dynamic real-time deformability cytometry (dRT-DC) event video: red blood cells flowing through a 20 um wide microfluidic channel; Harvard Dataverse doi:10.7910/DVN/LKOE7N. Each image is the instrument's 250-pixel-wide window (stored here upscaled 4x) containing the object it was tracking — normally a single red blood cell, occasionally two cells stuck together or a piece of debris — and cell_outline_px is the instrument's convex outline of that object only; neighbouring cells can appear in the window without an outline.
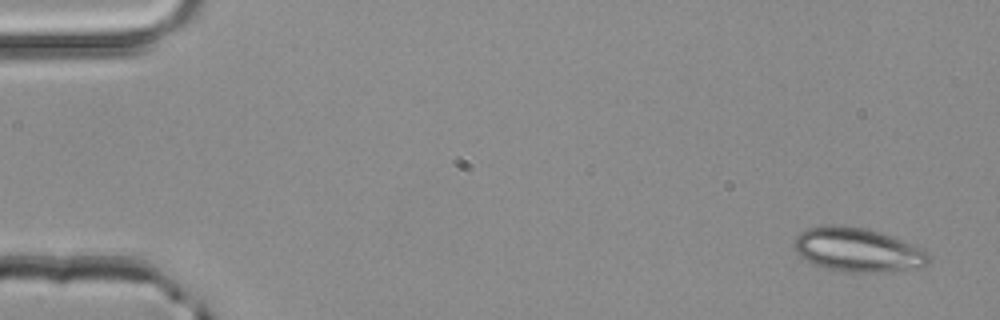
{"species": "common noctule bat (a hibernating species)", "species_latin": "Nyctalus noctula", "temperature_condition": "room temperature", "stored_images_in_passage": 50, "camera_frame_rate_fps": 3000, "um_per_image_px": 0.085, "animal": {"sex": "male", "body_mass_g": 20.4}, "frame": {"image": 1, "passage_image": 1, "time_ms": 0.0, "image_size_px": [1000, 320], "cell_outline_px": [[932, 256], [920, 268], [884, 272], [840, 272], [824, 268], [800, 256], [796, 252], [792, 244], [792, 240], [800, 232], [808, 228], [828, 224], [840, 224], [864, 228], [880, 232], [904, 240], [920, 248]], "centroid_in_image_um": [72.87, 21.23], "position_along_channel_um": 12.1, "area_um2": 34.8}}
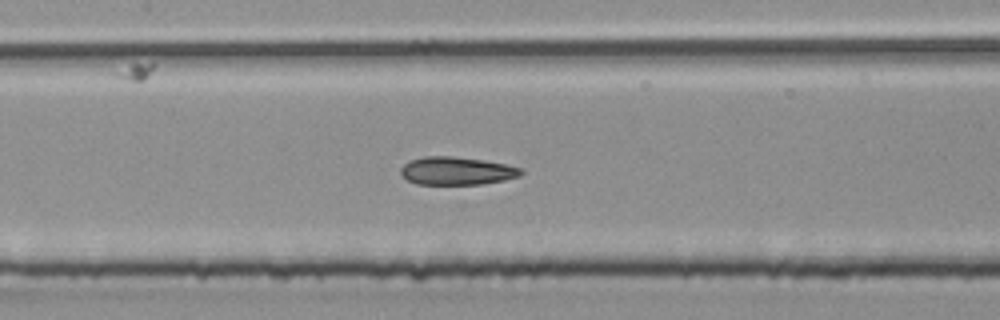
{"frame": {"image": 2, "passage_image": 23, "time_ms": 7.333, "image_size_px": [1000, 320], "cell_outline_px": [[524, 172], [520, 176], [504, 180], [480, 184], [416, 184], [408, 180], [400, 172], [400, 168], [408, 160], [424, 156], [452, 156], [484, 160], [524, 168]], "centroid_in_image_um": [38.83, 14.52], "position_along_channel_um": 168.6, "area_um2": 19.71}}
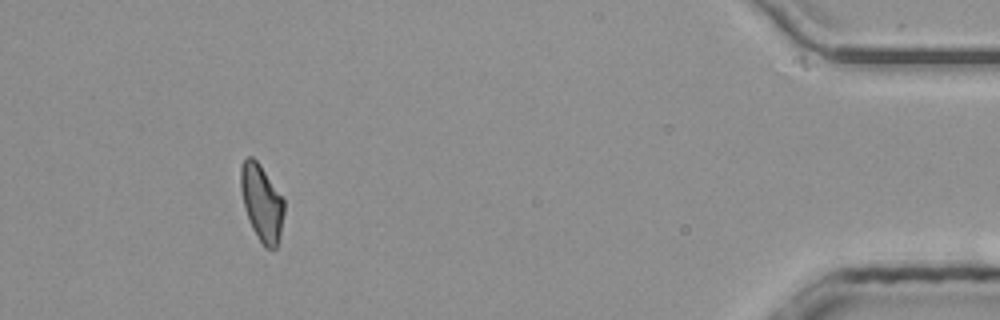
{"frame": {"image": 3, "passage_image": 46, "time_ms": 15.0, "image_size_px": [1000, 320], "cell_outline_px": [[284, 212], [280, 236], [276, 248], [272, 252], [264, 248], [252, 228], [248, 220], [244, 208], [240, 188], [240, 168], [244, 160], [248, 156], [252, 156], [260, 164], [284, 200]], "centroid_in_image_um": [22.24, 17.27], "position_along_channel_um": 413.0, "area_um2": 19.54}, "authors_computed_cell_mechanics": {"area_um2": 19.8832, "velocity_mm_per_s": 4.053, "shape_relaxation_time_tau1_ms": null, "shape_relaxation_time_tau2_ms": 2.0118, "deformation_change_tau1": null, "deformation_change_tau2": 0.1023}}